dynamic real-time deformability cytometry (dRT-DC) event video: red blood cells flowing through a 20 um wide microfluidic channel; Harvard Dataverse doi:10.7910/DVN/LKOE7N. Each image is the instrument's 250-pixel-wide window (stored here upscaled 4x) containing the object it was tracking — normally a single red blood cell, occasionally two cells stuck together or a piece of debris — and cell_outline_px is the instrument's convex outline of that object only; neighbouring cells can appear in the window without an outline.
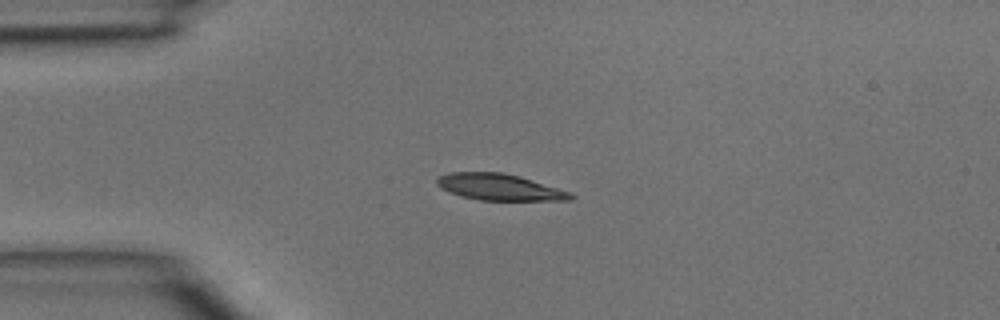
{"species": "common noctule bat (a hibernating species)", "species_latin": "Nyctalus noctula", "temperature_condition": "room temperature", "stored_images_in_passage": 2, "camera_frame_rate_fps": 3000, "um_per_image_px": 0.085, "animal": {"sex": "male", "body_mass_g": 15.6}, "frame": {"image": 1, "passage_image": 1, "time_ms": 0.0, "image_size_px": [1000, 320], "cell_outline_px": [[576, 196], [572, 200], [480, 200], [460, 196], [440, 188], [436, 184], [436, 180], [440, 176], [448, 172], [500, 172], [520, 176], [572, 192]], "centroid_in_image_um": [42.47, 15.9], "position_along_channel_um": 42.5, "area_um2": 20.69}}